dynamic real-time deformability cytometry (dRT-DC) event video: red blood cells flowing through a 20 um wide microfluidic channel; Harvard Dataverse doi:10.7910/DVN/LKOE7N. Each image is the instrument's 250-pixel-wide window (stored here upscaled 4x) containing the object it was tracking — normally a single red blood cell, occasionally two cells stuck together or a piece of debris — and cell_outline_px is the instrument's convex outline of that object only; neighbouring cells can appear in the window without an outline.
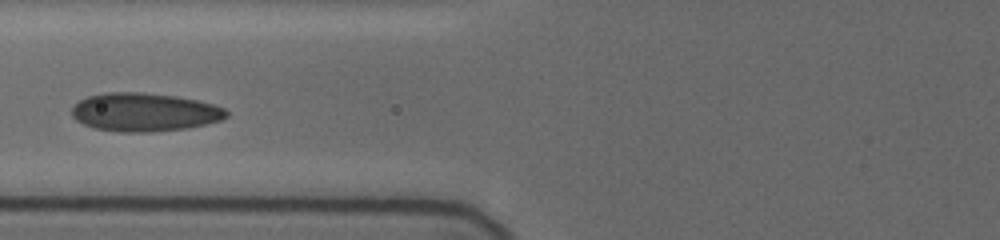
{"species": "human", "species_latin": "Homo sapiens", "temperature_condition": "cold", "stored_images_in_passage": 8, "camera_frame_rate_fps": 3000, "um_per_image_px": 0.085, "donor": {"sex": "female"}, "frame": {"image": 1, "passage_image": 4, "time_ms": 2.0, "image_size_px": [1000, 240], "cell_outline_px": [[228, 116], [220, 120], [188, 128], [152, 132], [120, 132], [96, 128], [84, 124], [76, 120], [72, 116], [72, 108], [80, 100], [88, 96], [108, 92], [140, 92], [176, 96], [196, 100], [212, 104], [224, 108], [228, 112]], "centroid_in_image_um": [12.27, 9.53], "position_along_channel_um": 113.5, "area_um2": 34.45}}
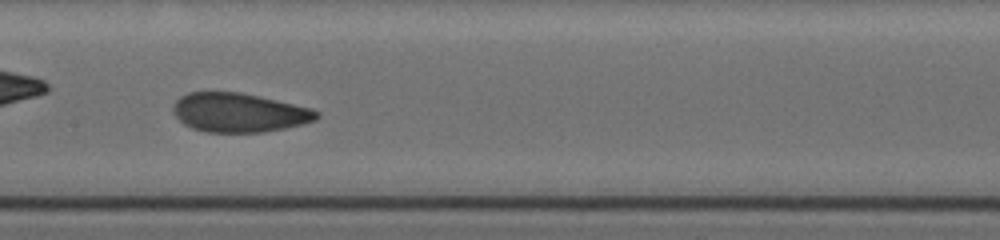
{"frame": {"image": 2, "passage_image": 6, "time_ms": 4.0, "image_size_px": [1000, 240], "cell_outline_px": [[320, 116], [316, 120], [304, 124], [264, 132], [204, 132], [192, 128], [184, 124], [172, 112], [172, 108], [176, 100], [180, 96], [188, 92], [240, 92], [312, 108], [320, 112]], "centroid_in_image_um": [20.32, 9.57], "position_along_channel_um": 187.1, "area_um2": 32.77}}
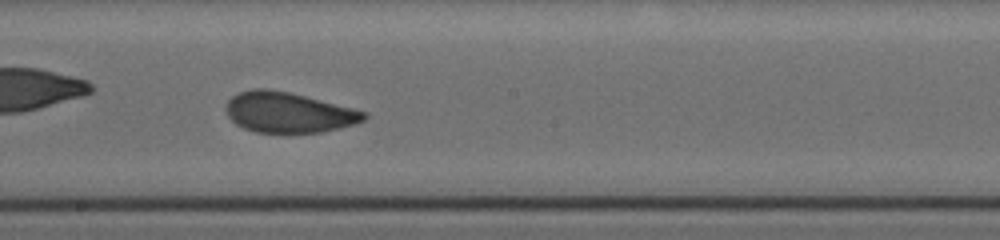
{"frame": {"image": 3, "passage_image": 7, "time_ms": 5.0, "image_size_px": [1000, 240], "cell_outline_px": [[368, 116], [364, 120], [356, 124], [340, 128], [320, 132], [256, 132], [244, 128], [236, 124], [228, 116], [224, 108], [228, 100], [232, 96], [240, 92], [252, 88], [264, 88], [288, 92], [368, 112]], "centroid_in_image_um": [24.51, 9.55], "position_along_channel_um": 223.7, "area_um2": 32.31}}